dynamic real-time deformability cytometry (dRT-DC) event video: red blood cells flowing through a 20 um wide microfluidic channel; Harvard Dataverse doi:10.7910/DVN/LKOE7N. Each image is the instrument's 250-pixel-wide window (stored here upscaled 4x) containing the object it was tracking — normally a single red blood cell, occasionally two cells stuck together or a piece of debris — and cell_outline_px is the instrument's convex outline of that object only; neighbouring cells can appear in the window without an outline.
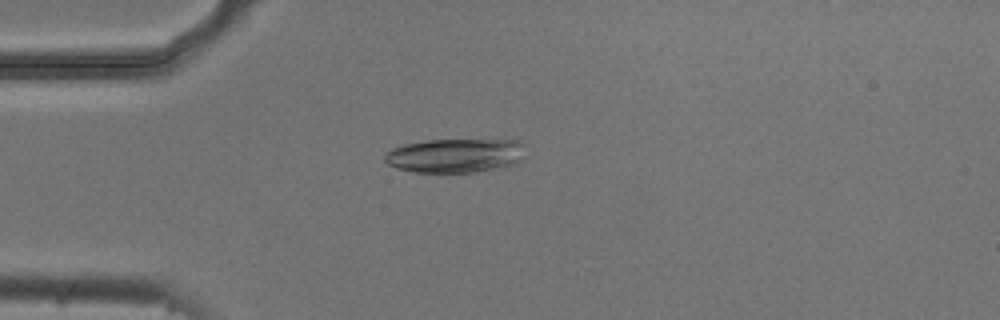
{"species": "common noctule bat (a hibernating species)", "species_latin": "Nyctalus noctula", "temperature_condition": "cold", "stored_images_in_passage": 23, "camera_frame_rate_fps": 3000, "um_per_image_px": 0.085, "animal": {"sex": "male", "body_mass_g": 20.5, "forearm_length_mm": 52.5}, "frame": {"image": 1, "passage_image": 14, "time_ms": 4.333, "image_size_px": [1000, 320], "cell_outline_px": [[524, 160], [516, 164], [504, 168], [476, 172], [412, 172], [388, 164], [384, 160], [384, 156], [392, 148], [404, 144], [428, 140], [520, 140], [524, 144]], "centroid_in_image_um": [38.78, 13.22], "position_along_channel_um": 46.2, "area_um2": 28.26}}
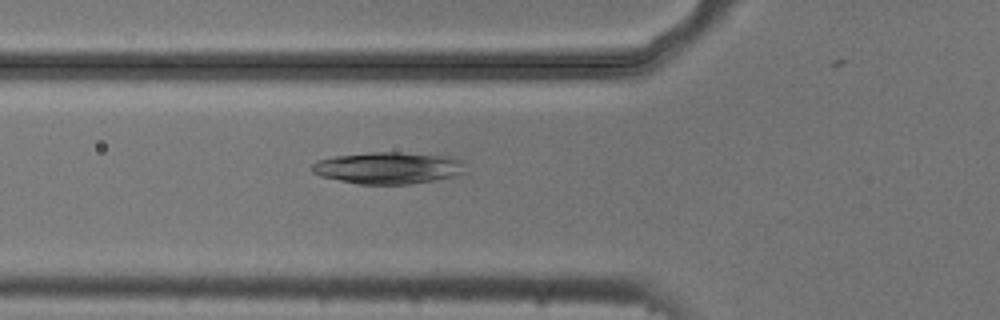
{"frame": {"image": 2, "passage_image": 19, "time_ms": 6.0, "image_size_px": [1000, 320], "cell_outline_px": [[464, 172], [456, 176], [408, 184], [356, 184], [320, 176], [312, 172], [312, 164], [316, 160], [336, 156], [372, 152], [400, 152], [452, 156], [464, 160]], "centroid_in_image_um": [33.01, 14.26], "position_along_channel_um": 92.8, "area_um2": 28.61}}
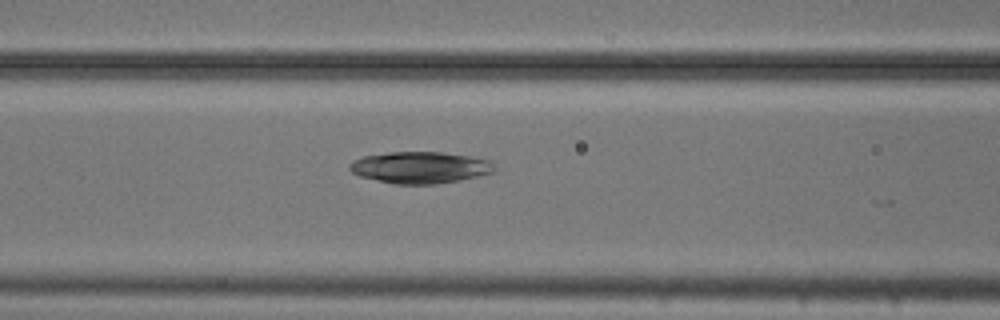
{"frame": {"image": 3, "passage_image": 22, "time_ms": 7.0, "image_size_px": [1000, 320], "cell_outline_px": [[496, 172], [460, 180], [436, 184], [392, 184], [360, 176], [352, 172], [348, 168], [348, 164], [352, 160], [364, 156], [388, 152], [440, 152], [468, 156], [492, 160], [496, 168]], "centroid_in_image_um": [35.72, 14.24], "position_along_channel_um": 130.9, "area_um2": 26.93}}